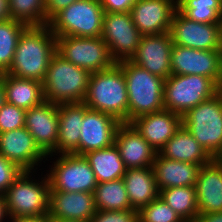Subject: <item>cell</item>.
I'll use <instances>...</instances> for the list:
<instances>
[{
	"mask_svg": "<svg viewBox=\"0 0 222 222\" xmlns=\"http://www.w3.org/2000/svg\"><path fill=\"white\" fill-rule=\"evenodd\" d=\"M55 53L56 36L51 28L28 26L18 39L12 64L5 73L43 83Z\"/></svg>",
	"mask_w": 222,
	"mask_h": 222,
	"instance_id": "obj_1",
	"label": "cell"
},
{
	"mask_svg": "<svg viewBox=\"0 0 222 222\" xmlns=\"http://www.w3.org/2000/svg\"><path fill=\"white\" fill-rule=\"evenodd\" d=\"M83 103L91 110L109 114L121 123H128L126 80L117 63L110 69L90 74Z\"/></svg>",
	"mask_w": 222,
	"mask_h": 222,
	"instance_id": "obj_2",
	"label": "cell"
},
{
	"mask_svg": "<svg viewBox=\"0 0 222 222\" xmlns=\"http://www.w3.org/2000/svg\"><path fill=\"white\" fill-rule=\"evenodd\" d=\"M123 70L128 95V123L145 114L165 109V80L129 60L117 63Z\"/></svg>",
	"mask_w": 222,
	"mask_h": 222,
	"instance_id": "obj_3",
	"label": "cell"
},
{
	"mask_svg": "<svg viewBox=\"0 0 222 222\" xmlns=\"http://www.w3.org/2000/svg\"><path fill=\"white\" fill-rule=\"evenodd\" d=\"M89 77L87 70L77 67L56 52L42 83L45 101L56 105L83 102Z\"/></svg>",
	"mask_w": 222,
	"mask_h": 222,
	"instance_id": "obj_4",
	"label": "cell"
},
{
	"mask_svg": "<svg viewBox=\"0 0 222 222\" xmlns=\"http://www.w3.org/2000/svg\"><path fill=\"white\" fill-rule=\"evenodd\" d=\"M35 173L38 175L37 171H24L5 192L4 196L10 219L48 215L49 179L42 172V178L37 180Z\"/></svg>",
	"mask_w": 222,
	"mask_h": 222,
	"instance_id": "obj_5",
	"label": "cell"
},
{
	"mask_svg": "<svg viewBox=\"0 0 222 222\" xmlns=\"http://www.w3.org/2000/svg\"><path fill=\"white\" fill-rule=\"evenodd\" d=\"M104 9L100 0H78L48 23L56 37H101Z\"/></svg>",
	"mask_w": 222,
	"mask_h": 222,
	"instance_id": "obj_6",
	"label": "cell"
},
{
	"mask_svg": "<svg viewBox=\"0 0 222 222\" xmlns=\"http://www.w3.org/2000/svg\"><path fill=\"white\" fill-rule=\"evenodd\" d=\"M220 90L211 78L202 75L171 74L164 83V107L182 116L189 109L212 98Z\"/></svg>",
	"mask_w": 222,
	"mask_h": 222,
	"instance_id": "obj_7",
	"label": "cell"
},
{
	"mask_svg": "<svg viewBox=\"0 0 222 222\" xmlns=\"http://www.w3.org/2000/svg\"><path fill=\"white\" fill-rule=\"evenodd\" d=\"M182 125L213 157L222 147V89L182 115Z\"/></svg>",
	"mask_w": 222,
	"mask_h": 222,
	"instance_id": "obj_8",
	"label": "cell"
},
{
	"mask_svg": "<svg viewBox=\"0 0 222 222\" xmlns=\"http://www.w3.org/2000/svg\"><path fill=\"white\" fill-rule=\"evenodd\" d=\"M46 160H54L52 166L48 165L49 169L46 170L50 190L94 193L98 182L84 155L62 153L47 155Z\"/></svg>",
	"mask_w": 222,
	"mask_h": 222,
	"instance_id": "obj_9",
	"label": "cell"
},
{
	"mask_svg": "<svg viewBox=\"0 0 222 222\" xmlns=\"http://www.w3.org/2000/svg\"><path fill=\"white\" fill-rule=\"evenodd\" d=\"M56 52L90 74L110 69L116 64L101 37H56Z\"/></svg>",
	"mask_w": 222,
	"mask_h": 222,
	"instance_id": "obj_10",
	"label": "cell"
},
{
	"mask_svg": "<svg viewBox=\"0 0 222 222\" xmlns=\"http://www.w3.org/2000/svg\"><path fill=\"white\" fill-rule=\"evenodd\" d=\"M142 34L134 25L130 12H105L101 38L109 47L113 60H130L139 46Z\"/></svg>",
	"mask_w": 222,
	"mask_h": 222,
	"instance_id": "obj_11",
	"label": "cell"
},
{
	"mask_svg": "<svg viewBox=\"0 0 222 222\" xmlns=\"http://www.w3.org/2000/svg\"><path fill=\"white\" fill-rule=\"evenodd\" d=\"M171 72L176 75H202L222 89V50H198L173 44Z\"/></svg>",
	"mask_w": 222,
	"mask_h": 222,
	"instance_id": "obj_12",
	"label": "cell"
},
{
	"mask_svg": "<svg viewBox=\"0 0 222 222\" xmlns=\"http://www.w3.org/2000/svg\"><path fill=\"white\" fill-rule=\"evenodd\" d=\"M175 45L198 50H222L221 23H200L175 10L170 32Z\"/></svg>",
	"mask_w": 222,
	"mask_h": 222,
	"instance_id": "obj_13",
	"label": "cell"
},
{
	"mask_svg": "<svg viewBox=\"0 0 222 222\" xmlns=\"http://www.w3.org/2000/svg\"><path fill=\"white\" fill-rule=\"evenodd\" d=\"M173 42L169 32L159 35H142L139 46L129 61L164 80L171 74Z\"/></svg>",
	"mask_w": 222,
	"mask_h": 222,
	"instance_id": "obj_14",
	"label": "cell"
},
{
	"mask_svg": "<svg viewBox=\"0 0 222 222\" xmlns=\"http://www.w3.org/2000/svg\"><path fill=\"white\" fill-rule=\"evenodd\" d=\"M0 155L25 171H37L47 157L25 127L0 133Z\"/></svg>",
	"mask_w": 222,
	"mask_h": 222,
	"instance_id": "obj_15",
	"label": "cell"
},
{
	"mask_svg": "<svg viewBox=\"0 0 222 222\" xmlns=\"http://www.w3.org/2000/svg\"><path fill=\"white\" fill-rule=\"evenodd\" d=\"M120 125L121 122L113 116L88 109L84 113L80 128L79 155L114 145Z\"/></svg>",
	"mask_w": 222,
	"mask_h": 222,
	"instance_id": "obj_16",
	"label": "cell"
},
{
	"mask_svg": "<svg viewBox=\"0 0 222 222\" xmlns=\"http://www.w3.org/2000/svg\"><path fill=\"white\" fill-rule=\"evenodd\" d=\"M176 9V0H137L130 15L142 35H159L170 32Z\"/></svg>",
	"mask_w": 222,
	"mask_h": 222,
	"instance_id": "obj_17",
	"label": "cell"
},
{
	"mask_svg": "<svg viewBox=\"0 0 222 222\" xmlns=\"http://www.w3.org/2000/svg\"><path fill=\"white\" fill-rule=\"evenodd\" d=\"M25 128L35 143L48 155L57 144L59 132L58 105L44 101L26 110Z\"/></svg>",
	"mask_w": 222,
	"mask_h": 222,
	"instance_id": "obj_18",
	"label": "cell"
},
{
	"mask_svg": "<svg viewBox=\"0 0 222 222\" xmlns=\"http://www.w3.org/2000/svg\"><path fill=\"white\" fill-rule=\"evenodd\" d=\"M130 124L159 152L182 126V116L170 110L163 109L155 113L137 117Z\"/></svg>",
	"mask_w": 222,
	"mask_h": 222,
	"instance_id": "obj_19",
	"label": "cell"
},
{
	"mask_svg": "<svg viewBox=\"0 0 222 222\" xmlns=\"http://www.w3.org/2000/svg\"><path fill=\"white\" fill-rule=\"evenodd\" d=\"M114 144L126 169L153 166L157 151L130 123H121Z\"/></svg>",
	"mask_w": 222,
	"mask_h": 222,
	"instance_id": "obj_20",
	"label": "cell"
},
{
	"mask_svg": "<svg viewBox=\"0 0 222 222\" xmlns=\"http://www.w3.org/2000/svg\"><path fill=\"white\" fill-rule=\"evenodd\" d=\"M96 210L94 193L50 190L49 217L89 222Z\"/></svg>",
	"mask_w": 222,
	"mask_h": 222,
	"instance_id": "obj_21",
	"label": "cell"
},
{
	"mask_svg": "<svg viewBox=\"0 0 222 222\" xmlns=\"http://www.w3.org/2000/svg\"><path fill=\"white\" fill-rule=\"evenodd\" d=\"M88 109L83 102L58 105V139L56 147L48 155L62 153L79 155L80 128L84 113Z\"/></svg>",
	"mask_w": 222,
	"mask_h": 222,
	"instance_id": "obj_22",
	"label": "cell"
},
{
	"mask_svg": "<svg viewBox=\"0 0 222 222\" xmlns=\"http://www.w3.org/2000/svg\"><path fill=\"white\" fill-rule=\"evenodd\" d=\"M195 191L199 213L222 212V168L213 159L201 166Z\"/></svg>",
	"mask_w": 222,
	"mask_h": 222,
	"instance_id": "obj_23",
	"label": "cell"
},
{
	"mask_svg": "<svg viewBox=\"0 0 222 222\" xmlns=\"http://www.w3.org/2000/svg\"><path fill=\"white\" fill-rule=\"evenodd\" d=\"M201 164L171 160L157 152L153 169L158 190L177 186H195Z\"/></svg>",
	"mask_w": 222,
	"mask_h": 222,
	"instance_id": "obj_24",
	"label": "cell"
},
{
	"mask_svg": "<svg viewBox=\"0 0 222 222\" xmlns=\"http://www.w3.org/2000/svg\"><path fill=\"white\" fill-rule=\"evenodd\" d=\"M122 179L133 209L139 210L159 197L153 166L126 169Z\"/></svg>",
	"mask_w": 222,
	"mask_h": 222,
	"instance_id": "obj_25",
	"label": "cell"
},
{
	"mask_svg": "<svg viewBox=\"0 0 222 222\" xmlns=\"http://www.w3.org/2000/svg\"><path fill=\"white\" fill-rule=\"evenodd\" d=\"M165 158L192 164H207L212 160L208 152L182 125L159 151Z\"/></svg>",
	"mask_w": 222,
	"mask_h": 222,
	"instance_id": "obj_26",
	"label": "cell"
},
{
	"mask_svg": "<svg viewBox=\"0 0 222 222\" xmlns=\"http://www.w3.org/2000/svg\"><path fill=\"white\" fill-rule=\"evenodd\" d=\"M6 102L24 110L38 106L45 101L43 84L36 80L18 78L1 73Z\"/></svg>",
	"mask_w": 222,
	"mask_h": 222,
	"instance_id": "obj_27",
	"label": "cell"
},
{
	"mask_svg": "<svg viewBox=\"0 0 222 222\" xmlns=\"http://www.w3.org/2000/svg\"><path fill=\"white\" fill-rule=\"evenodd\" d=\"M84 156L88 160L98 183L123 178L126 172L115 144L105 149L89 151Z\"/></svg>",
	"mask_w": 222,
	"mask_h": 222,
	"instance_id": "obj_28",
	"label": "cell"
},
{
	"mask_svg": "<svg viewBox=\"0 0 222 222\" xmlns=\"http://www.w3.org/2000/svg\"><path fill=\"white\" fill-rule=\"evenodd\" d=\"M159 197L168 204L184 222H194L199 211L195 186H177L159 191Z\"/></svg>",
	"mask_w": 222,
	"mask_h": 222,
	"instance_id": "obj_29",
	"label": "cell"
},
{
	"mask_svg": "<svg viewBox=\"0 0 222 222\" xmlns=\"http://www.w3.org/2000/svg\"><path fill=\"white\" fill-rule=\"evenodd\" d=\"M97 210L118 211L133 209L122 178L98 183L94 191Z\"/></svg>",
	"mask_w": 222,
	"mask_h": 222,
	"instance_id": "obj_30",
	"label": "cell"
},
{
	"mask_svg": "<svg viewBox=\"0 0 222 222\" xmlns=\"http://www.w3.org/2000/svg\"><path fill=\"white\" fill-rule=\"evenodd\" d=\"M177 10L200 23H221L222 0H176Z\"/></svg>",
	"mask_w": 222,
	"mask_h": 222,
	"instance_id": "obj_31",
	"label": "cell"
},
{
	"mask_svg": "<svg viewBox=\"0 0 222 222\" xmlns=\"http://www.w3.org/2000/svg\"><path fill=\"white\" fill-rule=\"evenodd\" d=\"M27 27L14 19L0 22V73H5L10 68L18 39Z\"/></svg>",
	"mask_w": 222,
	"mask_h": 222,
	"instance_id": "obj_32",
	"label": "cell"
},
{
	"mask_svg": "<svg viewBox=\"0 0 222 222\" xmlns=\"http://www.w3.org/2000/svg\"><path fill=\"white\" fill-rule=\"evenodd\" d=\"M14 20L27 26H46L45 0H9Z\"/></svg>",
	"mask_w": 222,
	"mask_h": 222,
	"instance_id": "obj_33",
	"label": "cell"
},
{
	"mask_svg": "<svg viewBox=\"0 0 222 222\" xmlns=\"http://www.w3.org/2000/svg\"><path fill=\"white\" fill-rule=\"evenodd\" d=\"M138 222H184L160 197L138 210Z\"/></svg>",
	"mask_w": 222,
	"mask_h": 222,
	"instance_id": "obj_34",
	"label": "cell"
},
{
	"mask_svg": "<svg viewBox=\"0 0 222 222\" xmlns=\"http://www.w3.org/2000/svg\"><path fill=\"white\" fill-rule=\"evenodd\" d=\"M26 110L5 102L0 109V133L25 127Z\"/></svg>",
	"mask_w": 222,
	"mask_h": 222,
	"instance_id": "obj_35",
	"label": "cell"
},
{
	"mask_svg": "<svg viewBox=\"0 0 222 222\" xmlns=\"http://www.w3.org/2000/svg\"><path fill=\"white\" fill-rule=\"evenodd\" d=\"M24 171L19 165L0 155V194L4 195Z\"/></svg>",
	"mask_w": 222,
	"mask_h": 222,
	"instance_id": "obj_36",
	"label": "cell"
},
{
	"mask_svg": "<svg viewBox=\"0 0 222 222\" xmlns=\"http://www.w3.org/2000/svg\"><path fill=\"white\" fill-rule=\"evenodd\" d=\"M89 222H138V210H96Z\"/></svg>",
	"mask_w": 222,
	"mask_h": 222,
	"instance_id": "obj_37",
	"label": "cell"
},
{
	"mask_svg": "<svg viewBox=\"0 0 222 222\" xmlns=\"http://www.w3.org/2000/svg\"><path fill=\"white\" fill-rule=\"evenodd\" d=\"M137 0H100L104 12L125 13L130 12Z\"/></svg>",
	"mask_w": 222,
	"mask_h": 222,
	"instance_id": "obj_38",
	"label": "cell"
},
{
	"mask_svg": "<svg viewBox=\"0 0 222 222\" xmlns=\"http://www.w3.org/2000/svg\"><path fill=\"white\" fill-rule=\"evenodd\" d=\"M78 0H45V22L49 21L61 10Z\"/></svg>",
	"mask_w": 222,
	"mask_h": 222,
	"instance_id": "obj_39",
	"label": "cell"
},
{
	"mask_svg": "<svg viewBox=\"0 0 222 222\" xmlns=\"http://www.w3.org/2000/svg\"><path fill=\"white\" fill-rule=\"evenodd\" d=\"M194 222H222V212L209 214L199 213Z\"/></svg>",
	"mask_w": 222,
	"mask_h": 222,
	"instance_id": "obj_40",
	"label": "cell"
},
{
	"mask_svg": "<svg viewBox=\"0 0 222 222\" xmlns=\"http://www.w3.org/2000/svg\"><path fill=\"white\" fill-rule=\"evenodd\" d=\"M12 15L10 11L9 0H0V22L11 20Z\"/></svg>",
	"mask_w": 222,
	"mask_h": 222,
	"instance_id": "obj_41",
	"label": "cell"
},
{
	"mask_svg": "<svg viewBox=\"0 0 222 222\" xmlns=\"http://www.w3.org/2000/svg\"><path fill=\"white\" fill-rule=\"evenodd\" d=\"M10 221V217L8 214L5 196L0 194V222Z\"/></svg>",
	"mask_w": 222,
	"mask_h": 222,
	"instance_id": "obj_42",
	"label": "cell"
},
{
	"mask_svg": "<svg viewBox=\"0 0 222 222\" xmlns=\"http://www.w3.org/2000/svg\"><path fill=\"white\" fill-rule=\"evenodd\" d=\"M9 222H49V216L42 215L38 217H23L17 219H10Z\"/></svg>",
	"mask_w": 222,
	"mask_h": 222,
	"instance_id": "obj_43",
	"label": "cell"
},
{
	"mask_svg": "<svg viewBox=\"0 0 222 222\" xmlns=\"http://www.w3.org/2000/svg\"><path fill=\"white\" fill-rule=\"evenodd\" d=\"M5 102H6L5 89L2 83V79L0 78V109L2 108Z\"/></svg>",
	"mask_w": 222,
	"mask_h": 222,
	"instance_id": "obj_44",
	"label": "cell"
},
{
	"mask_svg": "<svg viewBox=\"0 0 222 222\" xmlns=\"http://www.w3.org/2000/svg\"><path fill=\"white\" fill-rule=\"evenodd\" d=\"M212 159L222 168V147L216 152Z\"/></svg>",
	"mask_w": 222,
	"mask_h": 222,
	"instance_id": "obj_45",
	"label": "cell"
},
{
	"mask_svg": "<svg viewBox=\"0 0 222 222\" xmlns=\"http://www.w3.org/2000/svg\"><path fill=\"white\" fill-rule=\"evenodd\" d=\"M49 222H83V221H78V220H67V219L52 218V217H49Z\"/></svg>",
	"mask_w": 222,
	"mask_h": 222,
	"instance_id": "obj_46",
	"label": "cell"
},
{
	"mask_svg": "<svg viewBox=\"0 0 222 222\" xmlns=\"http://www.w3.org/2000/svg\"><path fill=\"white\" fill-rule=\"evenodd\" d=\"M221 35H222V19H221Z\"/></svg>",
	"mask_w": 222,
	"mask_h": 222,
	"instance_id": "obj_47",
	"label": "cell"
}]
</instances>
